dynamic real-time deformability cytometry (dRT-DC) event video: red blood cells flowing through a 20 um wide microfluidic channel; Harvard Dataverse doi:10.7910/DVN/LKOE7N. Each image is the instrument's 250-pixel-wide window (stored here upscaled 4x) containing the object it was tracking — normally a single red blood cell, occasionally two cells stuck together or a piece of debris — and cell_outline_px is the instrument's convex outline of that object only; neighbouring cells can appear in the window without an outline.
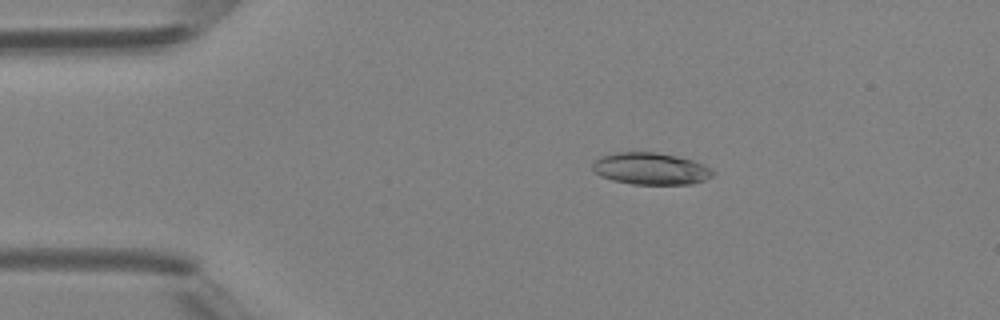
{"species": "Egyptian fruit bat (a non-hibernating species)", "species_latin": "Rousettus aegyptiacus", "temperature_condition": "room temperature", "stored_images_in_passage": 47, "camera_frame_rate_fps": 3000, "um_per_image_px": 0.085, "animal": {"sex": "female"}, "frame": {"image": 1, "passage_image": 9, "time_ms": 2.667, "image_size_px": [1000, 320], "cell_outline_px": [[716, 172], [712, 176], [704, 180], [692, 184], [632, 184], [612, 180], [600, 176], [592, 168], [592, 164], [600, 156], [616, 152], [656, 152], [676, 156], [692, 160], [704, 164], [712, 168]], "centroid_in_image_um": [55.33, 14.33], "position_along_channel_um": 29.7, "area_um2": 22.48}}
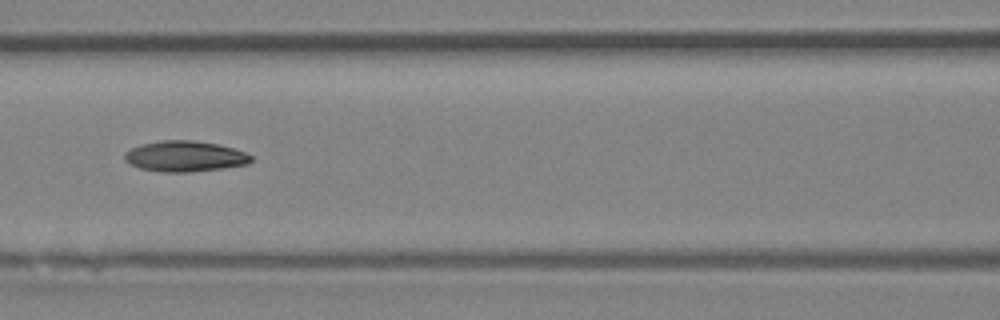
{"frame": {"image": 2, "passage_image": 21, "time_ms": 6.667, "image_size_px": [1000, 320], "cell_outline_px": [[252, 160], [248, 164], [220, 168], [188, 172], [164, 172], [140, 168], [128, 164], [124, 160], [124, 152], [140, 144], [160, 140], [192, 140], [216, 144], [232, 148], [244, 152], [252, 156]], "centroid_in_image_um": [15.66, 13.28], "position_along_channel_um": 150.9, "area_um2": 22.54}}
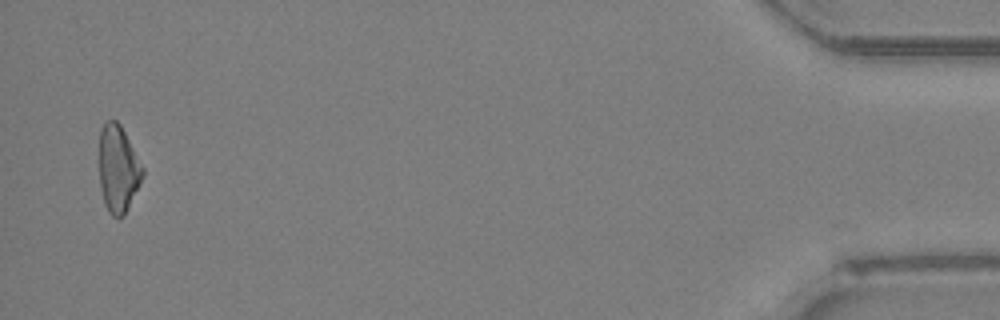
{"frame": {"image": 3, "passage_image": 46, "time_ms": 15.0, "image_size_px": [1000, 320], "cell_outline_px": [[144, 176], [124, 216], [112, 216], [108, 212], [104, 204], [100, 188], [100, 128], [104, 120], [116, 120], [120, 124], [144, 168]], "centroid_in_image_um": [10.04, 14.35], "position_along_channel_um": 425.2, "area_um2": 22.08}, "authors_computed_cell_mechanics": {"area_um2": 22.253, "velocity_mm_per_s": 4.3798, "shape_relaxation_time_tau1_ms": 4.7329, "shape_relaxation_time_tau2_ms": null, "deformation_change_tau1": 0.1426, "deformation_change_tau2": null}}